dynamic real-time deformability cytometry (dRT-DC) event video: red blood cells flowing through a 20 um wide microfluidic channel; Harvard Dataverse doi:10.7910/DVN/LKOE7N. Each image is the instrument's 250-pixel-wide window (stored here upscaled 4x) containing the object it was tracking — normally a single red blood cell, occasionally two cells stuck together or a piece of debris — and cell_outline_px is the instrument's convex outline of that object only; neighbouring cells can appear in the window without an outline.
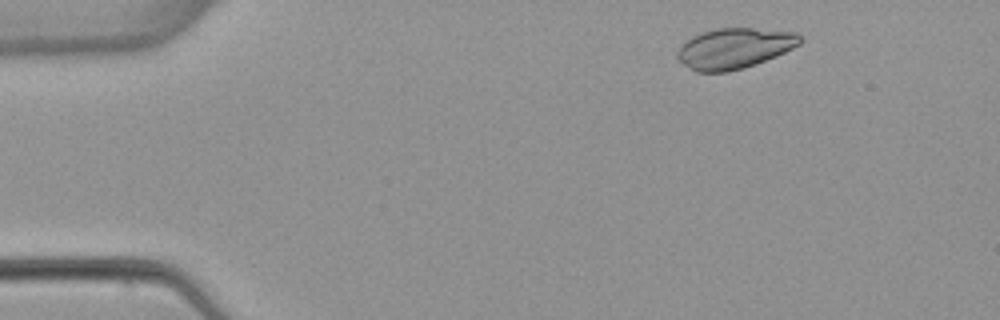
{"species": "common noctule bat (a hibernating species)", "species_latin": "Nyctalus noctula", "temperature_condition": "warm", "stored_images_in_passage": 3, "camera_frame_rate_fps": 3000, "um_per_image_px": 0.085, "animal": {"sex": "female", "body_mass_g": 22.7, "forearm_length_mm": 54.2}, "frame": {"image": 1, "passage_image": 1, "time_ms": 0.0, "image_size_px": [1000, 320], "cell_outline_px": [[804, 40], [800, 44], [776, 56], [756, 64], [744, 68], [728, 72], [696, 72], [684, 64], [676, 56], [676, 52], [680, 44], [692, 36], [716, 28], [752, 28], [796, 32], [804, 36]], "centroid_in_image_um": [62.43, 4.1], "position_along_channel_um": 22.6, "area_um2": 29.19}}